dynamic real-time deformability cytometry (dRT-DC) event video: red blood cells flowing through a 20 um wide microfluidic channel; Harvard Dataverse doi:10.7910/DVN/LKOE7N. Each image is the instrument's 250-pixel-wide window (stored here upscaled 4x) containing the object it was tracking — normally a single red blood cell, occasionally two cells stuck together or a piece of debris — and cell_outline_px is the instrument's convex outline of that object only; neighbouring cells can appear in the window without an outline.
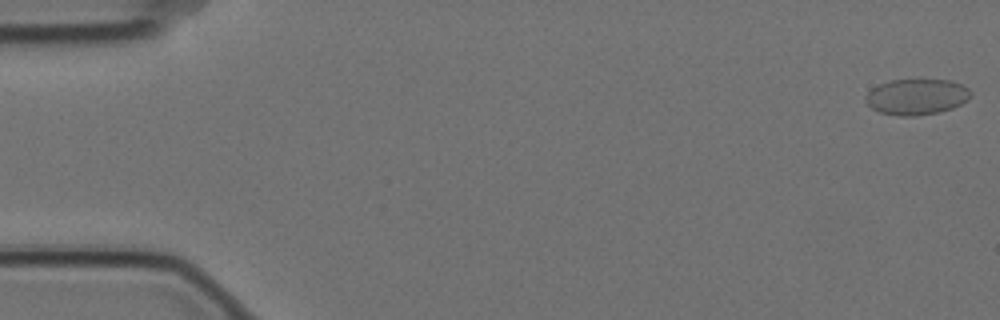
{"species": "Egyptian fruit bat (a non-hibernating species)", "species_latin": "Rousettus aegyptiacus", "temperature_condition": "cold", "stored_images_in_passage": 58, "camera_frame_rate_fps": 3000, "um_per_image_px": 0.085, "animal": {"sex": "female"}, "frame": {"image": 1, "passage_image": 1, "time_ms": 0.0, "image_size_px": [1000, 320], "cell_outline_px": [[972, 96], [968, 100], [952, 108], [940, 112], [916, 116], [900, 116], [880, 112], [872, 108], [864, 100], [864, 96], [872, 88], [880, 84], [892, 80], [952, 80], [968, 88], [972, 92]], "centroid_in_image_um": [77.92, 8.23], "position_along_channel_um": 7.1, "area_um2": 22.02}}
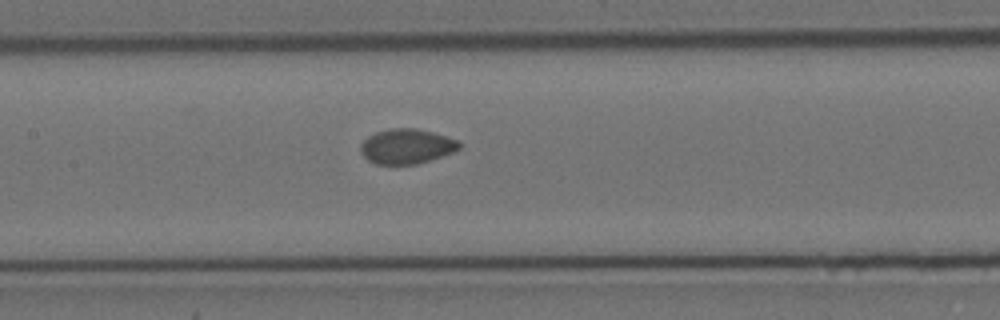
{"frame": {"image": 2, "passage_image": 27, "time_ms": 8.667, "image_size_px": [1000, 320], "cell_outline_px": [[460, 148], [452, 152], [416, 164], [376, 164], [368, 160], [360, 152], [360, 144], [368, 136], [376, 132], [392, 128], [416, 128], [432, 132], [460, 140]], "centroid_in_image_um": [34.54, 12.43], "position_along_channel_um": 172.9, "area_um2": 19.94}}
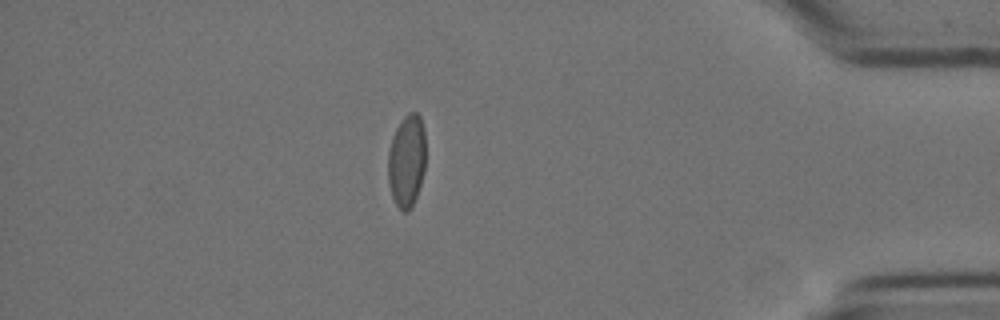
{"frame": {"image": 3, "passage_image": 50, "time_ms": 16.333, "image_size_px": [1000, 320], "cell_outline_px": [[424, 168], [420, 184], [416, 196], [408, 212], [400, 212], [392, 196], [388, 180], [388, 152], [392, 136], [396, 128], [404, 116], [408, 112], [416, 112], [420, 116], [424, 128]], "centroid_in_image_um": [34.55, 13.66], "position_along_channel_um": 400.7, "area_um2": 20.23}}